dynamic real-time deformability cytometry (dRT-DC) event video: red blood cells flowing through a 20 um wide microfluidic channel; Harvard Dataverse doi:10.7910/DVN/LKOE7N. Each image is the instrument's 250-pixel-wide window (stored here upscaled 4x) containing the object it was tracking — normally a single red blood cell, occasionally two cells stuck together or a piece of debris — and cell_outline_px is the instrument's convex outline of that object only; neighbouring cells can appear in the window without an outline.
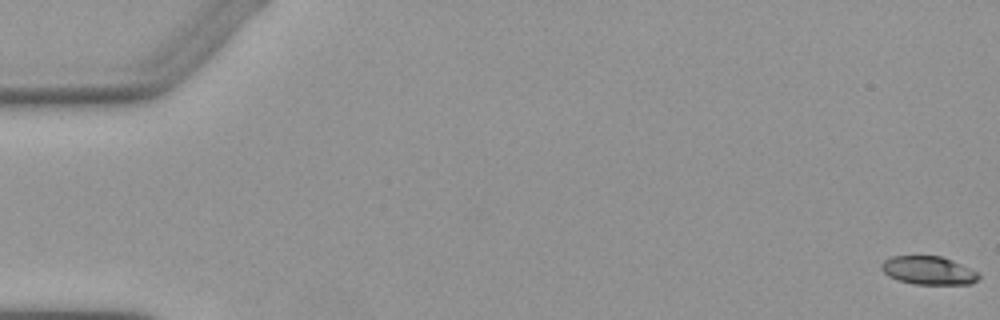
{"species": "Egyptian fruit bat (a non-hibernating species)", "species_latin": "Rousettus aegyptiacus", "temperature_condition": "warm", "stored_images_in_passage": 6, "camera_frame_rate_fps": 3000, "um_per_image_px": 0.085, "animal": {"sex": "female"}, "frame": {"image": 1, "passage_image": 1, "time_ms": 0.0, "image_size_px": [1000, 320], "cell_outline_px": [[980, 276], [972, 284], [912, 284], [888, 276], [880, 268], [880, 264], [884, 260], [892, 256], [940, 256], [952, 260], [980, 272]], "centroid_in_image_um": [78.93, 22.99], "position_along_channel_um": 6.1, "area_um2": 16.13}}
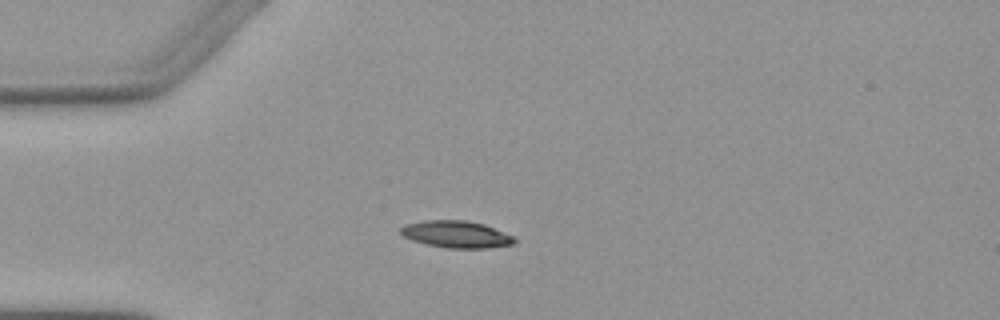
{"frame": {"image": 2, "passage_image": 5, "time_ms": 4.667, "image_size_px": [1000, 320], "cell_outline_px": [[516, 240], [512, 244], [488, 248], [444, 248], [412, 240], [404, 236], [400, 232], [400, 228], [404, 224], [424, 220], [468, 220], [484, 224], [516, 236]], "centroid_in_image_um": [38.8, 19.9], "position_along_channel_um": 46.2, "area_um2": 18.03}}
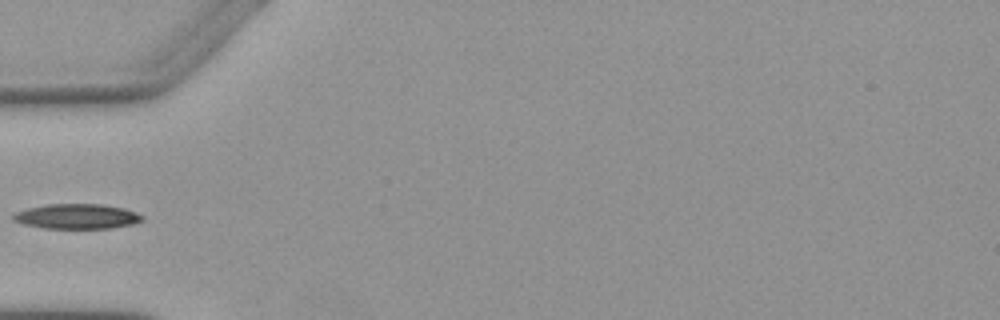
{"frame": {"image": 3, "passage_image": 6, "time_ms": 6.0, "image_size_px": [1000, 320], "cell_outline_px": [[144, 220], [132, 224], [112, 228], [44, 228], [24, 224], [12, 220], [12, 212], [28, 208], [48, 204], [100, 204], [124, 208], [136, 212], [144, 216]], "centroid_in_image_um": [6.53, 18.39], "position_along_channel_um": 78.5, "area_um2": 18.84}}